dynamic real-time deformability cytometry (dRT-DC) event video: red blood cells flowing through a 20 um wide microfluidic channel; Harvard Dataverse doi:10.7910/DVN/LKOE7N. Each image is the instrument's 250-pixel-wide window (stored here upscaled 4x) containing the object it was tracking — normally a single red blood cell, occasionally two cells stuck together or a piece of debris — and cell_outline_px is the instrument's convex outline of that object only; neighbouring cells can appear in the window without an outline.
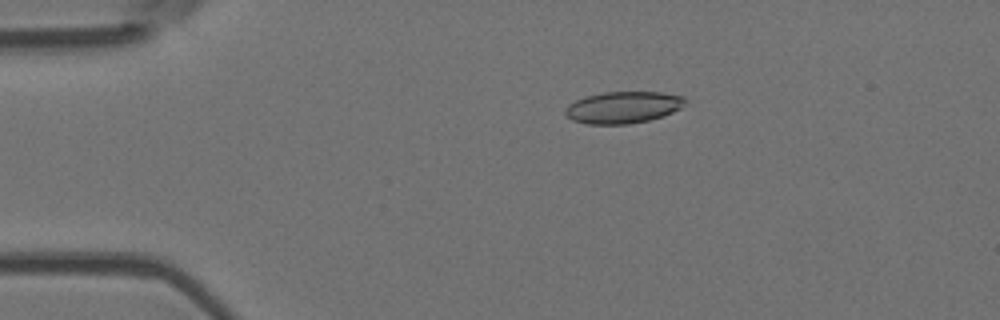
{"species": "Egyptian fruit bat (a non-hibernating species)", "species_latin": "Rousettus aegyptiacus", "temperature_condition": "room temperature", "stored_images_in_passage": 54, "camera_frame_rate_fps": 3000, "um_per_image_px": 0.085, "animal": {"sex": "female"}, "frame": {"image": 1, "passage_image": 11, "time_ms": 3.333, "image_size_px": [1000, 320], "cell_outline_px": [[684, 104], [680, 108], [664, 116], [648, 120], [628, 124], [588, 124], [572, 120], [564, 112], [564, 108], [568, 104], [576, 100], [588, 96], [604, 92], [660, 92], [684, 96]], "centroid_in_image_um": [52.95, 9.13], "position_along_channel_um": 32.1, "area_um2": 22.08}}
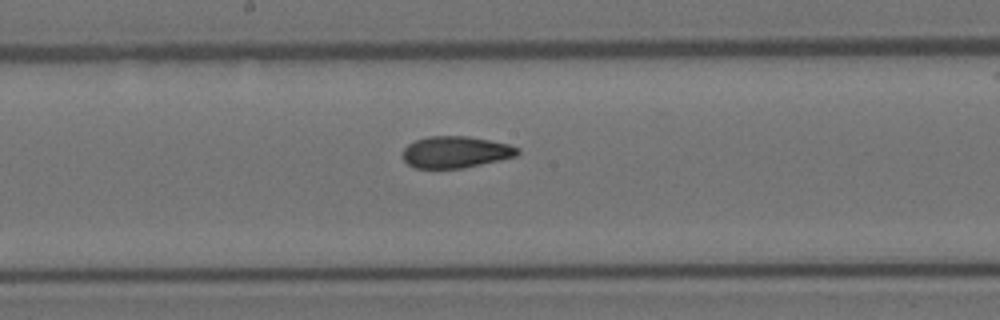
{"frame": {"image": 2, "passage_image": 29, "time_ms": 9.333, "image_size_px": [1000, 320], "cell_outline_px": [[520, 152], [516, 156], [500, 160], [464, 168], [416, 168], [408, 164], [404, 160], [404, 148], [408, 144], [416, 140], [428, 136], [468, 136], [508, 144], [520, 148]], "centroid_in_image_um": [38.75, 12.92], "position_along_channel_um": 209.5, "area_um2": 21.1}}
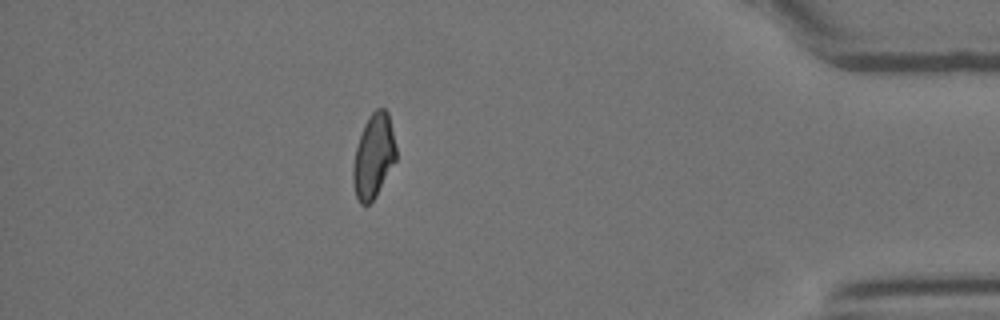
{"frame": {"image": 3, "passage_image": 48, "time_ms": 15.667, "image_size_px": [1000, 320], "cell_outline_px": [[396, 160], [376, 196], [368, 204], [360, 204], [356, 196], [352, 180], [352, 168], [356, 148], [364, 124], [368, 116], [376, 108], [384, 108], [388, 112], [396, 148]], "centroid_in_image_um": [31.75, 13.26], "position_along_channel_um": 403.5, "area_um2": 20.98}, "authors_computed_cell_mechanics": {"area_um2": 21.6461, "velocity_mm_per_s": 3.7597, "shape_relaxation_time_tau1_ms": 11.0807, "shape_relaxation_time_tau2_ms": 2.2349, "deformation_change_tau1": 0.2088, "deformation_change_tau2": 0.076}}